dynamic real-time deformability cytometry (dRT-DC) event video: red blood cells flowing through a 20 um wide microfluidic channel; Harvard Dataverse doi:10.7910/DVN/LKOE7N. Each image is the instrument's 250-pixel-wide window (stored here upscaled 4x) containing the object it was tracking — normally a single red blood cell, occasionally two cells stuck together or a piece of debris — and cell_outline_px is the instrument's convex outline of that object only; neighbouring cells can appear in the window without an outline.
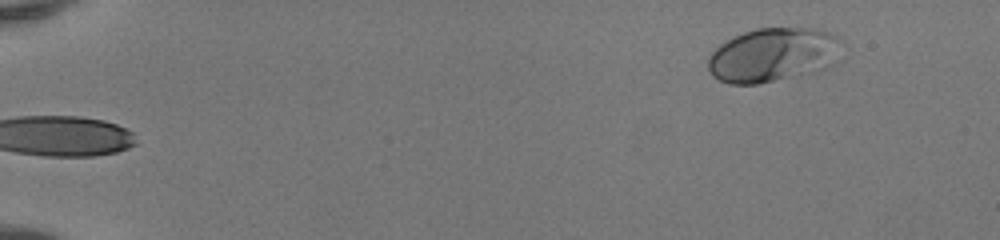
{"species": "human", "species_latin": "Homo sapiens", "temperature_condition": "room temperature", "stored_images_in_passage": 46, "camera_frame_rate_fps": 3000, "um_per_image_px": 0.085, "donor": {"sex": "female"}, "frame": {"image": 1, "passage_image": 1, "time_ms": 0.0, "image_size_px": [1000, 240], "cell_outline_px": [[844, 44], [812, 72], [760, 84], [728, 84], [712, 76], [708, 68], [708, 56], [720, 44], [744, 32], [756, 28], [816, 28], [840, 36]], "centroid_in_image_um": [65.59, 4.65], "position_along_channel_um": 19.4, "area_um2": 41.1}}
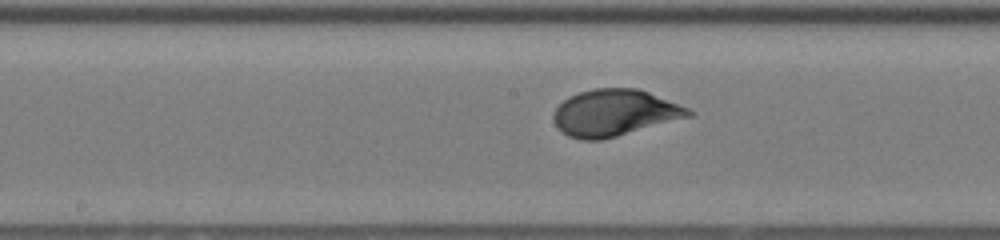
{"frame": {"image": 2, "passage_image": 24, "time_ms": 7.667, "image_size_px": [1000, 240], "cell_outline_px": [[696, 112], [692, 116], [616, 136], [600, 140], [580, 140], [568, 136], [556, 128], [552, 116], [556, 108], [568, 96], [580, 92], [596, 88], [636, 88], [648, 92], [688, 108]], "centroid_in_image_um": [52.2, 9.59], "position_along_channel_um": 196.0, "area_um2": 36.47}}
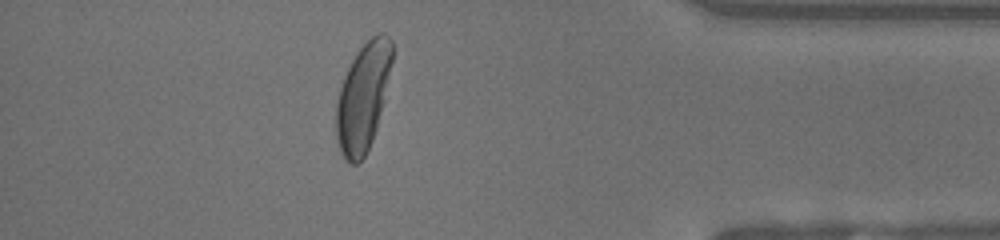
{"frame": {"image": 3, "passage_image": 41, "time_ms": 13.333, "image_size_px": [1000, 240], "cell_outline_px": [[392, 60], [384, 100], [376, 128], [372, 140], [364, 156], [356, 164], [352, 164], [344, 160], [340, 152], [336, 140], [336, 100], [344, 76], [352, 60], [360, 48], [372, 36], [380, 32], [388, 36], [392, 40]], "centroid_in_image_um": [30.84, 8.27], "position_along_channel_um": 404.4, "area_um2": 34.91}, "authors_computed_cell_mechanics": {"area_um2": 35.9227, "velocity_mm_per_s": 4.144, "shape_relaxation_time_tau1_ms": 2.8839, "shape_relaxation_time_tau2_ms": null, "deformation_change_tau1": 0.1819, "deformation_change_tau2": null}}